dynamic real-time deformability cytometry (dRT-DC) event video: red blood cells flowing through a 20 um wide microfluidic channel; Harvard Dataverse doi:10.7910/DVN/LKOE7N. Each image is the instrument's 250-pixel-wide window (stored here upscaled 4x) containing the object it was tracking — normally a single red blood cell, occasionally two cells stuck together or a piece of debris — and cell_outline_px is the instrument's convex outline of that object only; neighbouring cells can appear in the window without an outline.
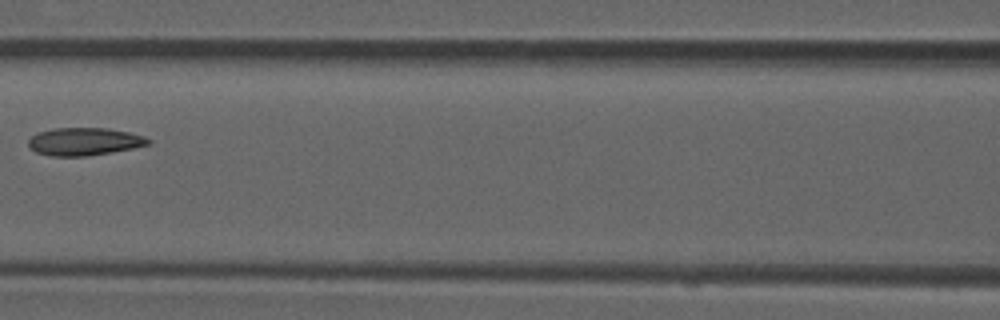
{"species": "common noctule bat (a hibernating species)", "species_latin": "Nyctalus noctula", "temperature_condition": "room temperature", "stored_images_in_passage": 7, "camera_frame_rate_fps": 3000, "um_per_image_px": 0.085, "animal": {"sex": "male", "forearm_length_mm": 52.5}, "frame": {"image": 1, "passage_image": 7, "time_ms": 2.0, "image_size_px": [1000, 320], "cell_outline_px": [[152, 144], [132, 148], [84, 156], [52, 156], [36, 152], [28, 144], [28, 140], [36, 132], [52, 128], [108, 128], [128, 132], [144, 136], [152, 140]], "centroid_in_image_um": [7.16, 12.02], "position_along_channel_um": 159.4, "area_um2": 19.31}}